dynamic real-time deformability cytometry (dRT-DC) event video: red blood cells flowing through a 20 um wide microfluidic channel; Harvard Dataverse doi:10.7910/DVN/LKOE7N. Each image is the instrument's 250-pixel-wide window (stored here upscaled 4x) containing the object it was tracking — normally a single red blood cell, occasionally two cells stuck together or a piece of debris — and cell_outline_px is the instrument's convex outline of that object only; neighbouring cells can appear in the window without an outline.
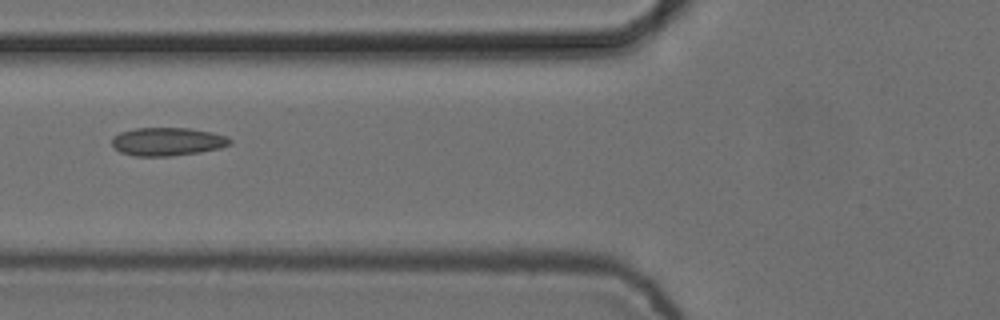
{"species": "common noctule bat (a hibernating species)", "species_latin": "Nyctalus noctula", "temperature_condition": "cold", "stored_images_in_passage": 9, "camera_frame_rate_fps": 3000, "um_per_image_px": 0.085, "animal": {"sex": "female", "body_mass_g": 24.6, "forearm_length_mm": 56.2}, "frame": {"image": 1, "passage_image": 6, "time_ms": 1.667, "image_size_px": [1000, 320], "cell_outline_px": [[232, 144], [220, 148], [200, 152], [168, 156], [136, 156], [120, 152], [112, 144], [112, 136], [120, 132], [136, 128], [188, 128], [212, 132], [228, 136], [232, 140]], "centroid_in_image_um": [14.26, 12.03], "position_along_channel_um": 111.5, "area_um2": 19.48}}
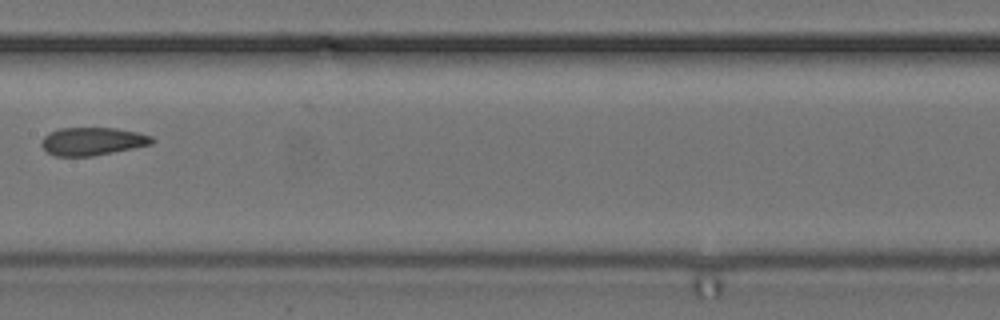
{"frame": {"image": 2, "passage_image": 8, "time_ms": 2.333, "image_size_px": [1000, 320], "cell_outline_px": [[156, 140], [152, 144], [92, 156], [56, 156], [48, 152], [40, 144], [40, 140], [48, 132], [60, 128], [116, 128], [136, 132], [152, 136]], "centroid_in_image_um": [7.83, 12.0], "position_along_channel_um": 199.6, "area_um2": 17.98}}
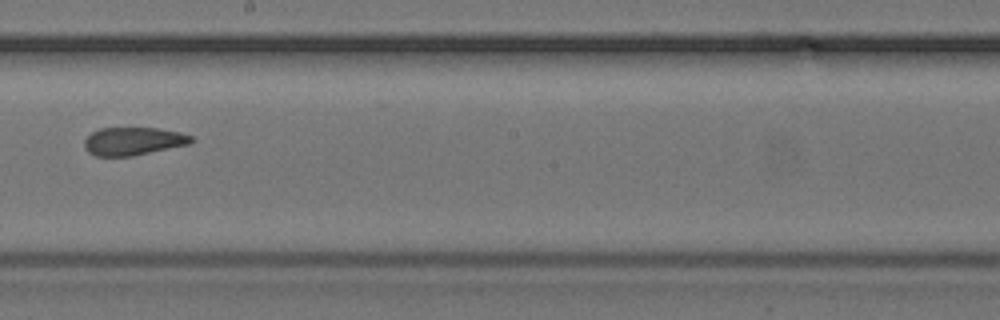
{"frame": {"image": 3, "passage_image": 9, "time_ms": 2.667, "image_size_px": [1000, 320], "cell_outline_px": [[196, 140], [188, 144], [132, 156], [96, 156], [88, 152], [84, 148], [84, 140], [92, 132], [100, 128], [156, 128], [180, 132], [192, 136]], "centroid_in_image_um": [11.31, 12.0], "position_along_channel_um": 236.9, "area_um2": 17.4}}